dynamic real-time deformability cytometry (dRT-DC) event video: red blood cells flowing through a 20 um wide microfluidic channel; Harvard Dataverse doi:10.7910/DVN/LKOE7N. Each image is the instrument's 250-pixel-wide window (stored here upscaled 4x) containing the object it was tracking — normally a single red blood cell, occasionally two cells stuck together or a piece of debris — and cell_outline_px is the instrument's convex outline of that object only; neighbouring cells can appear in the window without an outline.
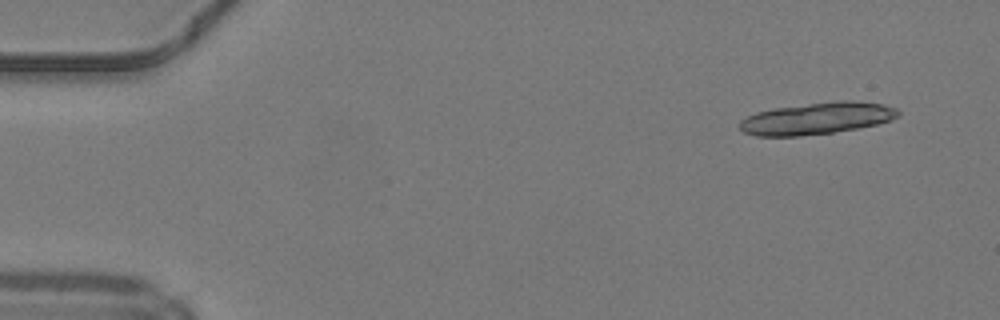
{"species": "common noctule bat (a hibernating species)", "species_latin": "Nyctalus noctula", "temperature_condition": "warm", "stored_images_in_passage": 4, "camera_frame_rate_fps": 3000, "um_per_image_px": 0.085, "animal": {"sex": "male", "body_mass_g": 19.2, "forearm_length_mm": 51.8}, "frame": {"image": 1, "passage_image": 1, "time_ms": 0.0, "image_size_px": [1000, 320], "cell_outline_px": [[900, 116], [892, 120], [876, 124], [856, 128], [832, 132], [800, 136], [756, 136], [744, 132], [736, 124], [740, 120], [756, 112], [776, 108], [836, 100], [852, 100], [884, 104], [896, 108], [900, 112]], "centroid_in_image_um": [69.44, 10.06], "position_along_channel_um": 15.6, "area_um2": 29.48}}